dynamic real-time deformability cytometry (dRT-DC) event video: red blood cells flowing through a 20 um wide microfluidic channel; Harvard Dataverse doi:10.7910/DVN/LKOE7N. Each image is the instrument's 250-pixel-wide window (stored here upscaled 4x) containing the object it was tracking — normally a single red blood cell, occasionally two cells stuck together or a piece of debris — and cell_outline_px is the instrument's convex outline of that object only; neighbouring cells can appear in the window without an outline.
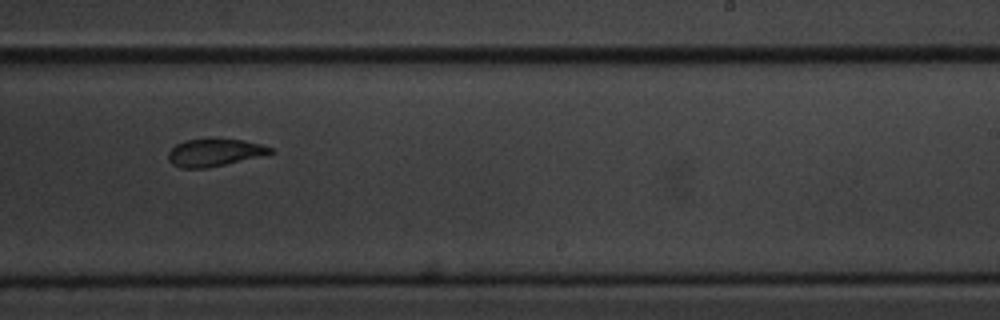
{"species": "common noctule bat (a hibernating species)", "species_latin": "Nyctalus noctula", "temperature_condition": "cold", "stored_images_in_passage": 15, "camera_frame_rate_fps": 3000, "um_per_image_px": 0.085, "animal": {"sex": "male", "body_mass_g": 20.1, "forearm_length_mm": 53.5}, "frame": {"image": 1, "passage_image": 9, "time_ms": 10.333, "image_size_px": [1000, 320], "cell_outline_px": [[276, 152], [268, 156], [204, 168], [180, 168], [172, 164], [168, 160], [168, 152], [176, 144], [184, 140], [208, 136], [244, 140], [260, 144], [272, 148]], "centroid_in_image_um": [18.27, 12.93], "position_along_channel_um": 270.7, "area_um2": 17.22}}
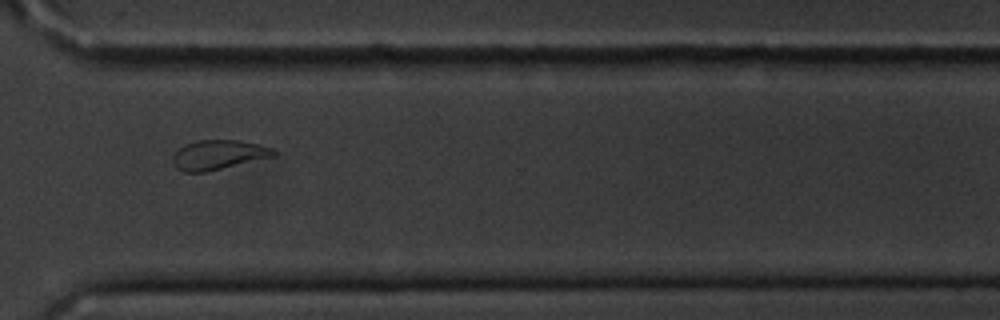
{"frame": {"image": 2, "passage_image": 11, "time_ms": 12.667, "image_size_px": [1000, 320], "cell_outline_px": [[276, 156], [208, 172], [184, 172], [176, 168], [172, 160], [172, 156], [184, 144], [196, 140], [240, 140], [272, 148], [276, 152]], "centroid_in_image_um": [18.55, 13.17], "position_along_channel_um": 352.0, "area_um2": 17.51}}
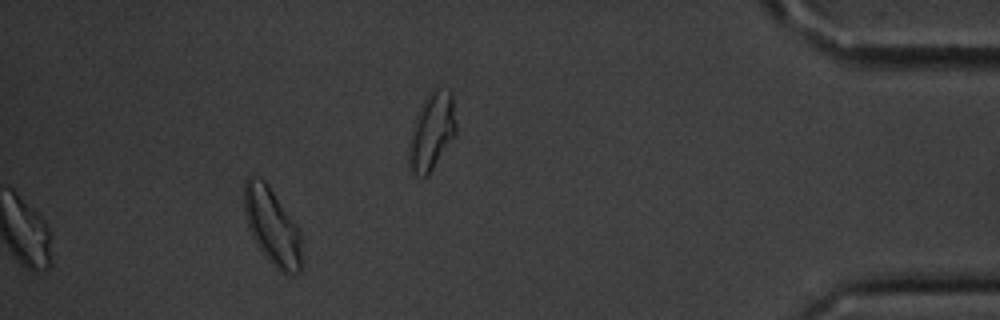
{"frame": {"image": 3, "passage_image": 13, "time_ms": 15.0, "image_size_px": [1000, 320], "cell_outline_px": [[300, 272], [280, 272], [264, 256], [256, 244], [248, 228], [244, 208], [244, 180], [248, 176], [252, 176], [264, 180], [268, 184], [296, 224], [300, 232]], "centroid_in_image_um": [23.09, 19.21], "position_along_channel_um": 412.1, "area_um2": 25.43}, "authors_computed_cell_mechanics": {"area_um2": 20.9236, "velocity_mm_per_s": 3.4849, "shape_relaxation_time_tau1_ms": 4.2312, "shape_relaxation_time_tau2_ms": null, "deformation_change_tau1": 0.079, "deformation_change_tau2": null}}